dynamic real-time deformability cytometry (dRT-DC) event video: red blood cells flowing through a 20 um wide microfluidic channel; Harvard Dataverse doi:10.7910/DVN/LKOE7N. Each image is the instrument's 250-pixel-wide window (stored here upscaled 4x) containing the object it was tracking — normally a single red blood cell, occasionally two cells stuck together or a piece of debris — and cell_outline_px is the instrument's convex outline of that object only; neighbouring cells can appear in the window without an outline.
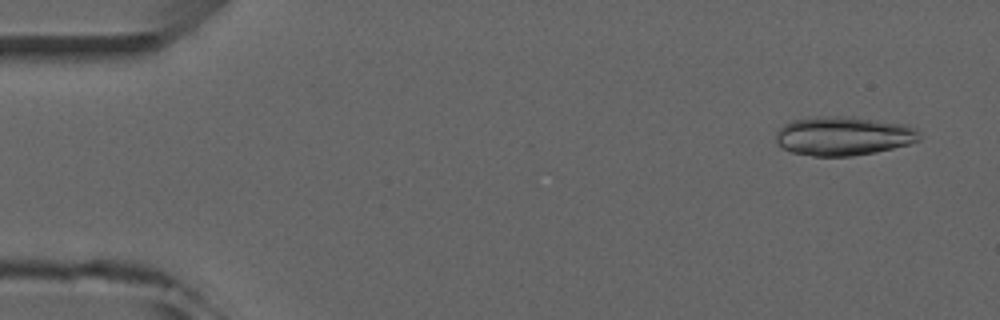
{"species": "common noctule bat (a hibernating species)", "species_latin": "Nyctalus noctula", "temperature_condition": "room temperature", "stored_images_in_passage": 4, "camera_frame_rate_fps": 3000, "um_per_image_px": 0.085, "animal": {"sex": "male", "forearm_length_mm": 52.5}, "frame": {"image": 1, "passage_image": 1, "time_ms": 0.0, "image_size_px": [1000, 320], "cell_outline_px": [[920, 140], [908, 144], [876, 152], [852, 156], [812, 156], [792, 152], [776, 144], [776, 132], [784, 124], [792, 120], [816, 116], [852, 116], [904, 124], [916, 128], [920, 132]], "centroid_in_image_um": [71.68, 11.55], "position_along_channel_um": 13.3, "area_um2": 32.83}}